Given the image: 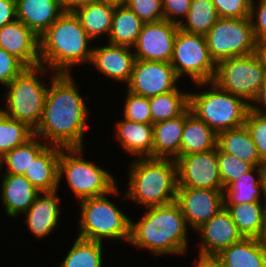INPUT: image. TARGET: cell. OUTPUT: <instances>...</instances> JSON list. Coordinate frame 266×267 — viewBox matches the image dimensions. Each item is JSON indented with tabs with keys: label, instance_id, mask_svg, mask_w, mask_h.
<instances>
[{
	"label": "cell",
	"instance_id": "cell-1",
	"mask_svg": "<svg viewBox=\"0 0 266 267\" xmlns=\"http://www.w3.org/2000/svg\"><path fill=\"white\" fill-rule=\"evenodd\" d=\"M70 73H55L34 135L62 148L83 147L88 110ZM51 142H50V141ZM49 142V143H48Z\"/></svg>",
	"mask_w": 266,
	"mask_h": 267
},
{
	"label": "cell",
	"instance_id": "cell-2",
	"mask_svg": "<svg viewBox=\"0 0 266 267\" xmlns=\"http://www.w3.org/2000/svg\"><path fill=\"white\" fill-rule=\"evenodd\" d=\"M146 209L138 223L130 220L129 243L158 256L187 252L188 225L179 204L174 201Z\"/></svg>",
	"mask_w": 266,
	"mask_h": 267
},
{
	"label": "cell",
	"instance_id": "cell-3",
	"mask_svg": "<svg viewBox=\"0 0 266 267\" xmlns=\"http://www.w3.org/2000/svg\"><path fill=\"white\" fill-rule=\"evenodd\" d=\"M91 40L74 12H64L39 37L40 66L48 65L53 73H71L75 64L90 63Z\"/></svg>",
	"mask_w": 266,
	"mask_h": 267
},
{
	"label": "cell",
	"instance_id": "cell-4",
	"mask_svg": "<svg viewBox=\"0 0 266 267\" xmlns=\"http://www.w3.org/2000/svg\"><path fill=\"white\" fill-rule=\"evenodd\" d=\"M125 198L146 208L176 201L177 164L174 159L137 158L130 166Z\"/></svg>",
	"mask_w": 266,
	"mask_h": 267
},
{
	"label": "cell",
	"instance_id": "cell-5",
	"mask_svg": "<svg viewBox=\"0 0 266 267\" xmlns=\"http://www.w3.org/2000/svg\"><path fill=\"white\" fill-rule=\"evenodd\" d=\"M208 84L211 85L209 91L189 93L191 112L217 134L243 126L250 105L243 98L221 89L213 81L196 83L197 86Z\"/></svg>",
	"mask_w": 266,
	"mask_h": 267
},
{
	"label": "cell",
	"instance_id": "cell-6",
	"mask_svg": "<svg viewBox=\"0 0 266 267\" xmlns=\"http://www.w3.org/2000/svg\"><path fill=\"white\" fill-rule=\"evenodd\" d=\"M82 152V147L62 148L59 157V182L65 175L69 187L79 201L104 194H118L119 188L112 175L91 161L83 160Z\"/></svg>",
	"mask_w": 266,
	"mask_h": 267
},
{
	"label": "cell",
	"instance_id": "cell-7",
	"mask_svg": "<svg viewBox=\"0 0 266 267\" xmlns=\"http://www.w3.org/2000/svg\"><path fill=\"white\" fill-rule=\"evenodd\" d=\"M43 66L26 68L5 88L7 110H1L10 118L26 123L35 130L41 120L48 86L37 77L46 71ZM38 73V74H37Z\"/></svg>",
	"mask_w": 266,
	"mask_h": 267
},
{
	"label": "cell",
	"instance_id": "cell-8",
	"mask_svg": "<svg viewBox=\"0 0 266 267\" xmlns=\"http://www.w3.org/2000/svg\"><path fill=\"white\" fill-rule=\"evenodd\" d=\"M107 194L80 200V233L78 237L103 242V239H124L129 242L130 220L108 198Z\"/></svg>",
	"mask_w": 266,
	"mask_h": 267
},
{
	"label": "cell",
	"instance_id": "cell-9",
	"mask_svg": "<svg viewBox=\"0 0 266 267\" xmlns=\"http://www.w3.org/2000/svg\"><path fill=\"white\" fill-rule=\"evenodd\" d=\"M266 81V70L256 54L219 61L213 82L221 89L243 98L249 105Z\"/></svg>",
	"mask_w": 266,
	"mask_h": 267
},
{
	"label": "cell",
	"instance_id": "cell-10",
	"mask_svg": "<svg viewBox=\"0 0 266 267\" xmlns=\"http://www.w3.org/2000/svg\"><path fill=\"white\" fill-rule=\"evenodd\" d=\"M205 38L216 64L223 59L255 53L256 39L249 17L218 18Z\"/></svg>",
	"mask_w": 266,
	"mask_h": 267
},
{
	"label": "cell",
	"instance_id": "cell-11",
	"mask_svg": "<svg viewBox=\"0 0 266 267\" xmlns=\"http://www.w3.org/2000/svg\"><path fill=\"white\" fill-rule=\"evenodd\" d=\"M170 63L179 78L186 74L195 84L213 81L216 74L217 64L209 54L205 35L188 33L180 28Z\"/></svg>",
	"mask_w": 266,
	"mask_h": 267
},
{
	"label": "cell",
	"instance_id": "cell-12",
	"mask_svg": "<svg viewBox=\"0 0 266 267\" xmlns=\"http://www.w3.org/2000/svg\"><path fill=\"white\" fill-rule=\"evenodd\" d=\"M176 164L177 187L224 190L218 166V147L179 156Z\"/></svg>",
	"mask_w": 266,
	"mask_h": 267
},
{
	"label": "cell",
	"instance_id": "cell-13",
	"mask_svg": "<svg viewBox=\"0 0 266 267\" xmlns=\"http://www.w3.org/2000/svg\"><path fill=\"white\" fill-rule=\"evenodd\" d=\"M179 80L170 62L135 60L128 91L147 98L177 89Z\"/></svg>",
	"mask_w": 266,
	"mask_h": 267
},
{
	"label": "cell",
	"instance_id": "cell-14",
	"mask_svg": "<svg viewBox=\"0 0 266 267\" xmlns=\"http://www.w3.org/2000/svg\"><path fill=\"white\" fill-rule=\"evenodd\" d=\"M179 24L162 20L144 23L134 45L136 60L170 62Z\"/></svg>",
	"mask_w": 266,
	"mask_h": 267
},
{
	"label": "cell",
	"instance_id": "cell-15",
	"mask_svg": "<svg viewBox=\"0 0 266 267\" xmlns=\"http://www.w3.org/2000/svg\"><path fill=\"white\" fill-rule=\"evenodd\" d=\"M176 202L186 223L197 230L224 207L223 190L177 187Z\"/></svg>",
	"mask_w": 266,
	"mask_h": 267
},
{
	"label": "cell",
	"instance_id": "cell-16",
	"mask_svg": "<svg viewBox=\"0 0 266 267\" xmlns=\"http://www.w3.org/2000/svg\"><path fill=\"white\" fill-rule=\"evenodd\" d=\"M196 231L202 237L199 253L206 255H219L244 238L225 206Z\"/></svg>",
	"mask_w": 266,
	"mask_h": 267
},
{
	"label": "cell",
	"instance_id": "cell-17",
	"mask_svg": "<svg viewBox=\"0 0 266 267\" xmlns=\"http://www.w3.org/2000/svg\"><path fill=\"white\" fill-rule=\"evenodd\" d=\"M0 47L27 68L40 66L39 37L22 21L15 20L0 28Z\"/></svg>",
	"mask_w": 266,
	"mask_h": 267
},
{
	"label": "cell",
	"instance_id": "cell-18",
	"mask_svg": "<svg viewBox=\"0 0 266 267\" xmlns=\"http://www.w3.org/2000/svg\"><path fill=\"white\" fill-rule=\"evenodd\" d=\"M130 47L113 45L93 48L90 63L108 78L129 82L135 63Z\"/></svg>",
	"mask_w": 266,
	"mask_h": 267
},
{
	"label": "cell",
	"instance_id": "cell-19",
	"mask_svg": "<svg viewBox=\"0 0 266 267\" xmlns=\"http://www.w3.org/2000/svg\"><path fill=\"white\" fill-rule=\"evenodd\" d=\"M17 20L40 37L63 13L60 0H16Z\"/></svg>",
	"mask_w": 266,
	"mask_h": 267
},
{
	"label": "cell",
	"instance_id": "cell-20",
	"mask_svg": "<svg viewBox=\"0 0 266 267\" xmlns=\"http://www.w3.org/2000/svg\"><path fill=\"white\" fill-rule=\"evenodd\" d=\"M1 198L8 216L25 213L41 193L24 175L4 174Z\"/></svg>",
	"mask_w": 266,
	"mask_h": 267
},
{
	"label": "cell",
	"instance_id": "cell-21",
	"mask_svg": "<svg viewBox=\"0 0 266 267\" xmlns=\"http://www.w3.org/2000/svg\"><path fill=\"white\" fill-rule=\"evenodd\" d=\"M62 147L48 145L33 161L24 176L41 192L58 190L59 157Z\"/></svg>",
	"mask_w": 266,
	"mask_h": 267
},
{
	"label": "cell",
	"instance_id": "cell-22",
	"mask_svg": "<svg viewBox=\"0 0 266 267\" xmlns=\"http://www.w3.org/2000/svg\"><path fill=\"white\" fill-rule=\"evenodd\" d=\"M56 193V191L41 192L25 212L27 215L25 222L29 230L38 238L49 235L59 222L60 199ZM42 194L43 196H40Z\"/></svg>",
	"mask_w": 266,
	"mask_h": 267
},
{
	"label": "cell",
	"instance_id": "cell-23",
	"mask_svg": "<svg viewBox=\"0 0 266 267\" xmlns=\"http://www.w3.org/2000/svg\"><path fill=\"white\" fill-rule=\"evenodd\" d=\"M115 128L117 139L125 151L139 158H153V124L124 119Z\"/></svg>",
	"mask_w": 266,
	"mask_h": 267
},
{
	"label": "cell",
	"instance_id": "cell-24",
	"mask_svg": "<svg viewBox=\"0 0 266 267\" xmlns=\"http://www.w3.org/2000/svg\"><path fill=\"white\" fill-rule=\"evenodd\" d=\"M217 148V133L188 108L181 137L179 156L206 152Z\"/></svg>",
	"mask_w": 266,
	"mask_h": 267
},
{
	"label": "cell",
	"instance_id": "cell-25",
	"mask_svg": "<svg viewBox=\"0 0 266 267\" xmlns=\"http://www.w3.org/2000/svg\"><path fill=\"white\" fill-rule=\"evenodd\" d=\"M184 125L185 112L174 119L153 124V158L176 160L179 157Z\"/></svg>",
	"mask_w": 266,
	"mask_h": 267
},
{
	"label": "cell",
	"instance_id": "cell-26",
	"mask_svg": "<svg viewBox=\"0 0 266 267\" xmlns=\"http://www.w3.org/2000/svg\"><path fill=\"white\" fill-rule=\"evenodd\" d=\"M218 256L224 267H266V243L258 238H243Z\"/></svg>",
	"mask_w": 266,
	"mask_h": 267
},
{
	"label": "cell",
	"instance_id": "cell-27",
	"mask_svg": "<svg viewBox=\"0 0 266 267\" xmlns=\"http://www.w3.org/2000/svg\"><path fill=\"white\" fill-rule=\"evenodd\" d=\"M217 147L222 152L246 161L254 167H259L261 158L245 124L218 133Z\"/></svg>",
	"mask_w": 266,
	"mask_h": 267
},
{
	"label": "cell",
	"instance_id": "cell-28",
	"mask_svg": "<svg viewBox=\"0 0 266 267\" xmlns=\"http://www.w3.org/2000/svg\"><path fill=\"white\" fill-rule=\"evenodd\" d=\"M224 205L244 238L262 239L265 229L266 201Z\"/></svg>",
	"mask_w": 266,
	"mask_h": 267
},
{
	"label": "cell",
	"instance_id": "cell-29",
	"mask_svg": "<svg viewBox=\"0 0 266 267\" xmlns=\"http://www.w3.org/2000/svg\"><path fill=\"white\" fill-rule=\"evenodd\" d=\"M115 6L94 0L77 8L74 14L80 20L82 27L93 40L96 37L110 33Z\"/></svg>",
	"mask_w": 266,
	"mask_h": 267
},
{
	"label": "cell",
	"instance_id": "cell-30",
	"mask_svg": "<svg viewBox=\"0 0 266 267\" xmlns=\"http://www.w3.org/2000/svg\"><path fill=\"white\" fill-rule=\"evenodd\" d=\"M144 22L127 5L115 7L109 43L132 47L135 45Z\"/></svg>",
	"mask_w": 266,
	"mask_h": 267
},
{
	"label": "cell",
	"instance_id": "cell-31",
	"mask_svg": "<svg viewBox=\"0 0 266 267\" xmlns=\"http://www.w3.org/2000/svg\"><path fill=\"white\" fill-rule=\"evenodd\" d=\"M257 172L258 179L253 172ZM261 192L264 195L263 185L261 183V172L259 167L243 174L223 190L224 205H237L244 203L259 202Z\"/></svg>",
	"mask_w": 266,
	"mask_h": 267
},
{
	"label": "cell",
	"instance_id": "cell-32",
	"mask_svg": "<svg viewBox=\"0 0 266 267\" xmlns=\"http://www.w3.org/2000/svg\"><path fill=\"white\" fill-rule=\"evenodd\" d=\"M189 93L175 89L149 98L151 124L182 115L189 108Z\"/></svg>",
	"mask_w": 266,
	"mask_h": 267
},
{
	"label": "cell",
	"instance_id": "cell-33",
	"mask_svg": "<svg viewBox=\"0 0 266 267\" xmlns=\"http://www.w3.org/2000/svg\"><path fill=\"white\" fill-rule=\"evenodd\" d=\"M39 137L33 136L25 144L17 146L7 152L0 159L1 165L5 164V174L24 175L32 164V161L48 146L46 142L37 141ZM5 162V163H4Z\"/></svg>",
	"mask_w": 266,
	"mask_h": 267
},
{
	"label": "cell",
	"instance_id": "cell-34",
	"mask_svg": "<svg viewBox=\"0 0 266 267\" xmlns=\"http://www.w3.org/2000/svg\"><path fill=\"white\" fill-rule=\"evenodd\" d=\"M179 28L188 33L206 35L219 18L212 0H191L190 8Z\"/></svg>",
	"mask_w": 266,
	"mask_h": 267
},
{
	"label": "cell",
	"instance_id": "cell-35",
	"mask_svg": "<svg viewBox=\"0 0 266 267\" xmlns=\"http://www.w3.org/2000/svg\"><path fill=\"white\" fill-rule=\"evenodd\" d=\"M102 243L77 236L60 267H102Z\"/></svg>",
	"mask_w": 266,
	"mask_h": 267
},
{
	"label": "cell",
	"instance_id": "cell-36",
	"mask_svg": "<svg viewBox=\"0 0 266 267\" xmlns=\"http://www.w3.org/2000/svg\"><path fill=\"white\" fill-rule=\"evenodd\" d=\"M34 136L26 123L10 118L0 109V159L9 151L25 144Z\"/></svg>",
	"mask_w": 266,
	"mask_h": 267
},
{
	"label": "cell",
	"instance_id": "cell-37",
	"mask_svg": "<svg viewBox=\"0 0 266 267\" xmlns=\"http://www.w3.org/2000/svg\"><path fill=\"white\" fill-rule=\"evenodd\" d=\"M218 166L221 182L224 188L254 168L252 164L222 152L219 148Z\"/></svg>",
	"mask_w": 266,
	"mask_h": 267
},
{
	"label": "cell",
	"instance_id": "cell-38",
	"mask_svg": "<svg viewBox=\"0 0 266 267\" xmlns=\"http://www.w3.org/2000/svg\"><path fill=\"white\" fill-rule=\"evenodd\" d=\"M124 106V119L137 123L151 124V109L149 98L136 95L127 90Z\"/></svg>",
	"mask_w": 266,
	"mask_h": 267
},
{
	"label": "cell",
	"instance_id": "cell-39",
	"mask_svg": "<svg viewBox=\"0 0 266 267\" xmlns=\"http://www.w3.org/2000/svg\"><path fill=\"white\" fill-rule=\"evenodd\" d=\"M127 7L144 23L164 20L162 0H128Z\"/></svg>",
	"mask_w": 266,
	"mask_h": 267
},
{
	"label": "cell",
	"instance_id": "cell-40",
	"mask_svg": "<svg viewBox=\"0 0 266 267\" xmlns=\"http://www.w3.org/2000/svg\"><path fill=\"white\" fill-rule=\"evenodd\" d=\"M245 126L252 136L261 160L266 158V117L249 109Z\"/></svg>",
	"mask_w": 266,
	"mask_h": 267
},
{
	"label": "cell",
	"instance_id": "cell-41",
	"mask_svg": "<svg viewBox=\"0 0 266 267\" xmlns=\"http://www.w3.org/2000/svg\"><path fill=\"white\" fill-rule=\"evenodd\" d=\"M219 18L250 17L252 0H212Z\"/></svg>",
	"mask_w": 266,
	"mask_h": 267
},
{
	"label": "cell",
	"instance_id": "cell-42",
	"mask_svg": "<svg viewBox=\"0 0 266 267\" xmlns=\"http://www.w3.org/2000/svg\"><path fill=\"white\" fill-rule=\"evenodd\" d=\"M27 67L15 56L0 47V83L6 87Z\"/></svg>",
	"mask_w": 266,
	"mask_h": 267
},
{
	"label": "cell",
	"instance_id": "cell-43",
	"mask_svg": "<svg viewBox=\"0 0 266 267\" xmlns=\"http://www.w3.org/2000/svg\"><path fill=\"white\" fill-rule=\"evenodd\" d=\"M255 16L257 17L256 21L254 20ZM249 18L251 20L256 41L266 40V0H259L257 8L255 7L254 0H252Z\"/></svg>",
	"mask_w": 266,
	"mask_h": 267
},
{
	"label": "cell",
	"instance_id": "cell-44",
	"mask_svg": "<svg viewBox=\"0 0 266 267\" xmlns=\"http://www.w3.org/2000/svg\"><path fill=\"white\" fill-rule=\"evenodd\" d=\"M190 4L191 0H162L164 20L179 24L180 21L176 19V16L185 18Z\"/></svg>",
	"mask_w": 266,
	"mask_h": 267
},
{
	"label": "cell",
	"instance_id": "cell-45",
	"mask_svg": "<svg viewBox=\"0 0 266 267\" xmlns=\"http://www.w3.org/2000/svg\"><path fill=\"white\" fill-rule=\"evenodd\" d=\"M17 20L16 0H0V28Z\"/></svg>",
	"mask_w": 266,
	"mask_h": 267
},
{
	"label": "cell",
	"instance_id": "cell-46",
	"mask_svg": "<svg viewBox=\"0 0 266 267\" xmlns=\"http://www.w3.org/2000/svg\"><path fill=\"white\" fill-rule=\"evenodd\" d=\"M199 261L195 267H224L218 255H206L199 253Z\"/></svg>",
	"mask_w": 266,
	"mask_h": 267
},
{
	"label": "cell",
	"instance_id": "cell-47",
	"mask_svg": "<svg viewBox=\"0 0 266 267\" xmlns=\"http://www.w3.org/2000/svg\"><path fill=\"white\" fill-rule=\"evenodd\" d=\"M254 103H259L262 104L264 106V109H266V81L264 83V85L261 87V89L259 90L256 98L252 101ZM263 106L260 108L259 105L257 104H250V109L264 117H266V111L263 108Z\"/></svg>",
	"mask_w": 266,
	"mask_h": 267
},
{
	"label": "cell",
	"instance_id": "cell-48",
	"mask_svg": "<svg viewBox=\"0 0 266 267\" xmlns=\"http://www.w3.org/2000/svg\"><path fill=\"white\" fill-rule=\"evenodd\" d=\"M94 0H60L64 12H74L77 8Z\"/></svg>",
	"mask_w": 266,
	"mask_h": 267
},
{
	"label": "cell",
	"instance_id": "cell-49",
	"mask_svg": "<svg viewBox=\"0 0 266 267\" xmlns=\"http://www.w3.org/2000/svg\"><path fill=\"white\" fill-rule=\"evenodd\" d=\"M255 54L266 70V40L256 41Z\"/></svg>",
	"mask_w": 266,
	"mask_h": 267
},
{
	"label": "cell",
	"instance_id": "cell-50",
	"mask_svg": "<svg viewBox=\"0 0 266 267\" xmlns=\"http://www.w3.org/2000/svg\"><path fill=\"white\" fill-rule=\"evenodd\" d=\"M259 168L261 172V183L264 189V198L266 200V158L260 161Z\"/></svg>",
	"mask_w": 266,
	"mask_h": 267
},
{
	"label": "cell",
	"instance_id": "cell-51",
	"mask_svg": "<svg viewBox=\"0 0 266 267\" xmlns=\"http://www.w3.org/2000/svg\"><path fill=\"white\" fill-rule=\"evenodd\" d=\"M103 3H106V4H110V5H113L115 7L117 6H126L127 5V2L128 0H99Z\"/></svg>",
	"mask_w": 266,
	"mask_h": 267
},
{
	"label": "cell",
	"instance_id": "cell-52",
	"mask_svg": "<svg viewBox=\"0 0 266 267\" xmlns=\"http://www.w3.org/2000/svg\"><path fill=\"white\" fill-rule=\"evenodd\" d=\"M262 240L266 243V219H265V229H264V235Z\"/></svg>",
	"mask_w": 266,
	"mask_h": 267
}]
</instances>
